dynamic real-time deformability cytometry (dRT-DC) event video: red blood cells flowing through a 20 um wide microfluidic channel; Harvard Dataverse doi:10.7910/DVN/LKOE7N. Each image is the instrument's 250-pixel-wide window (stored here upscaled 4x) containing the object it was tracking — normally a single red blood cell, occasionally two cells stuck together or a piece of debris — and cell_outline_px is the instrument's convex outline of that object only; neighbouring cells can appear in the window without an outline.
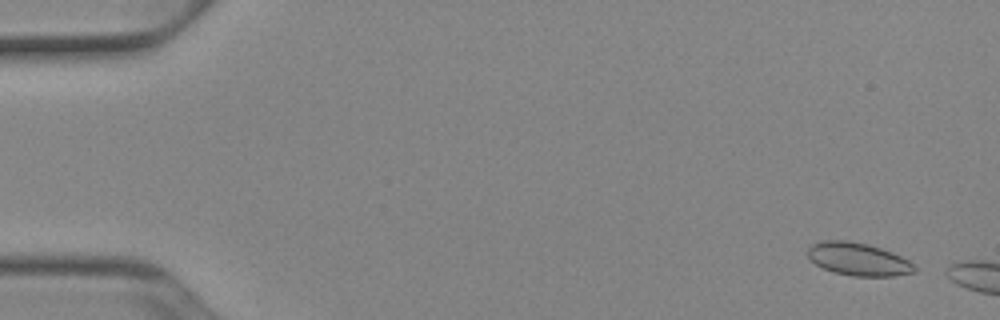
{"species": "Egyptian fruit bat (a non-hibernating species)", "species_latin": "Rousettus aegyptiacus", "temperature_condition": "cold", "stored_images_in_passage": 7, "camera_frame_rate_fps": 3000, "um_per_image_px": 0.085, "animal": {"sex": "female"}, "frame": {"image": 1, "passage_image": 3, "time_ms": 0.667, "image_size_px": [1000, 320], "cell_outline_px": [[916, 272], [892, 276], [852, 276], [836, 272], [824, 268], [816, 264], [808, 256], [808, 248], [812, 244], [824, 240], [848, 240], [868, 244], [892, 252], [908, 260], [916, 268]], "centroid_in_image_um": [72.96, 22.02], "position_along_channel_um": 12.0, "area_um2": 20.23}}